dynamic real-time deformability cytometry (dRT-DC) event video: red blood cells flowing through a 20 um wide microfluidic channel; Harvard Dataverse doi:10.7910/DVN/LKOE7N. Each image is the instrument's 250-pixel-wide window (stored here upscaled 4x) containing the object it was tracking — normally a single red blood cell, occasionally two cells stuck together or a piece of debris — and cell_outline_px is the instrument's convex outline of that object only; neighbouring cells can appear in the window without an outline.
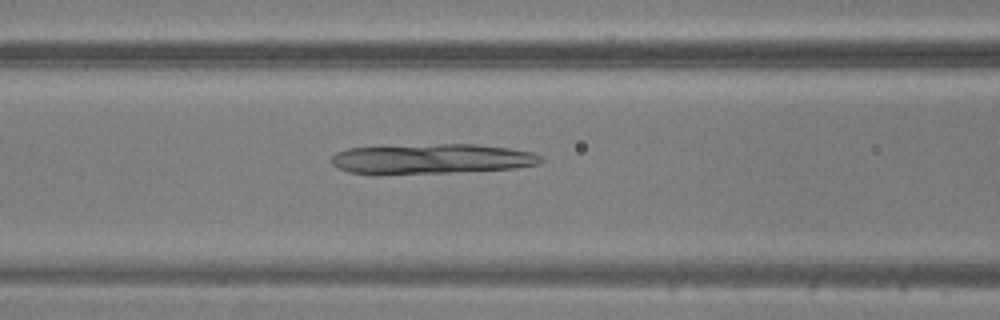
{"species": "common noctule bat (a hibernating species)", "species_latin": "Nyctalus noctula", "temperature_condition": "warm", "stored_images_in_passage": 48, "camera_frame_rate_fps": 3000, "um_per_image_px": 0.085, "animal": {"sex": "male", "body_mass_g": 20.5, "forearm_length_mm": 52.5}, "frame": {"image": 1, "passage_image": 20, "time_ms": 6.333, "image_size_px": [1000, 320], "cell_outline_px": [[544, 160], [540, 164], [516, 168], [448, 172], [348, 172], [336, 168], [332, 164], [332, 156], [336, 152], [348, 148], [384, 144], [476, 144], [508, 148], [532, 152], [540, 156]], "centroid_in_image_um": [36.68, 13.45], "position_along_channel_um": 129.9, "area_um2": 36.41}}
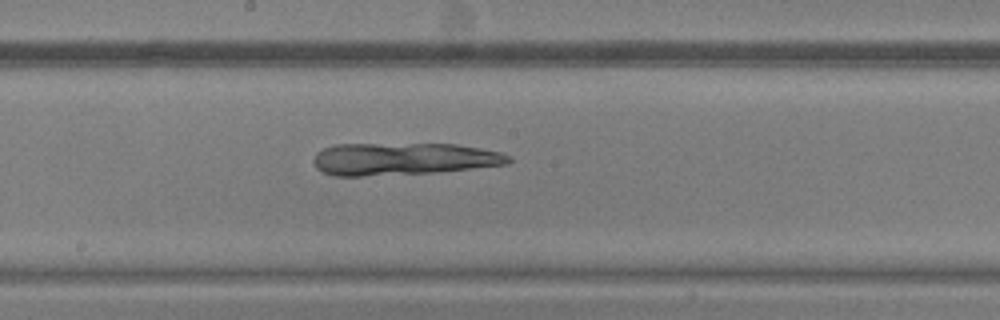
{"frame": {"image": 2, "passage_image": 26, "time_ms": 8.333, "image_size_px": [1000, 320], "cell_outline_px": [[512, 160], [508, 164], [472, 168], [432, 172], [360, 176], [332, 176], [316, 168], [312, 160], [316, 152], [324, 148], [336, 144], [456, 144], [480, 148], [500, 152], [512, 156]], "centroid_in_image_um": [34.26, 13.5], "position_along_channel_um": 213.9, "area_um2": 36.7}}
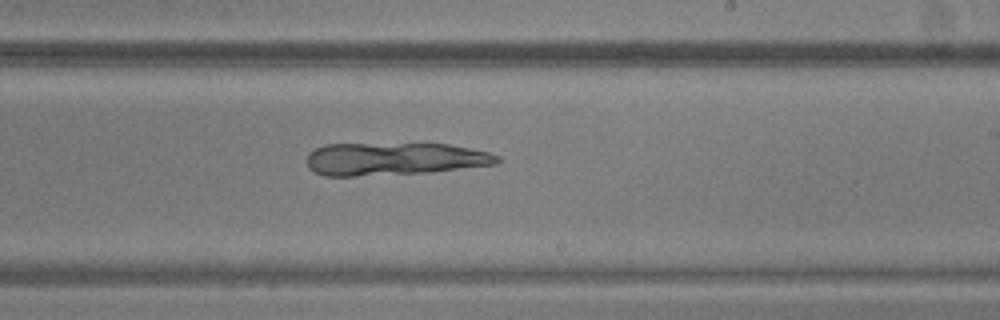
{"frame": {"image": 3, "passage_image": 29, "time_ms": 9.333, "image_size_px": [1000, 320], "cell_outline_px": [[500, 160], [496, 164], [432, 172], [352, 176], [324, 176], [308, 168], [308, 152], [324, 144], [448, 144], [488, 152], [500, 156]], "centroid_in_image_um": [33.5, 13.51], "position_along_channel_um": 255.5, "area_um2": 36.18}}